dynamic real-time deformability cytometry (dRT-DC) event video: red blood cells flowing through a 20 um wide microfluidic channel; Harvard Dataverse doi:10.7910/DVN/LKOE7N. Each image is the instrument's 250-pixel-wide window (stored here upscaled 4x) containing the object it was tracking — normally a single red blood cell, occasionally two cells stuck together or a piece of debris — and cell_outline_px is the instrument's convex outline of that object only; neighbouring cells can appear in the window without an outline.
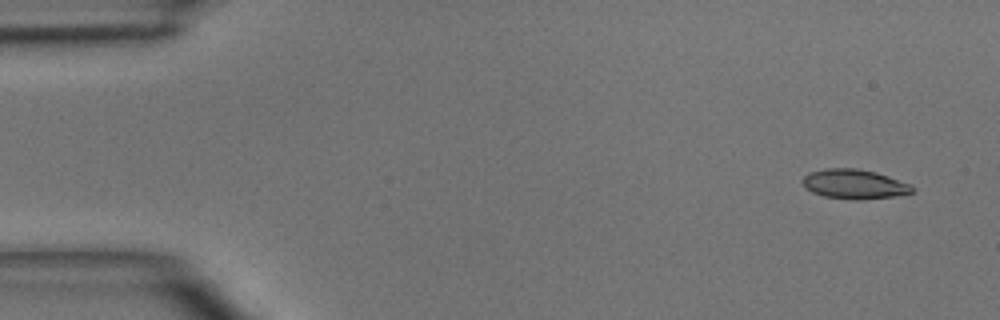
{"species": "common noctule bat (a hibernating species)", "species_latin": "Nyctalus noctula", "temperature_condition": "room temperature", "stored_images_in_passage": 5, "camera_frame_rate_fps": 3000, "um_per_image_px": 0.085, "animal": {"sex": "male", "body_mass_g": 15.6}, "frame": {"image": 1, "passage_image": 1, "time_ms": 0.0, "image_size_px": [1000, 320], "cell_outline_px": [[916, 188], [912, 192], [896, 196], [860, 200], [852, 200], [824, 196], [812, 192], [804, 188], [800, 180], [808, 172], [824, 168], [856, 168], [876, 172], [912, 184]], "centroid_in_image_um": [72.59, 15.65], "position_along_channel_um": 12.4, "area_um2": 19.25}}
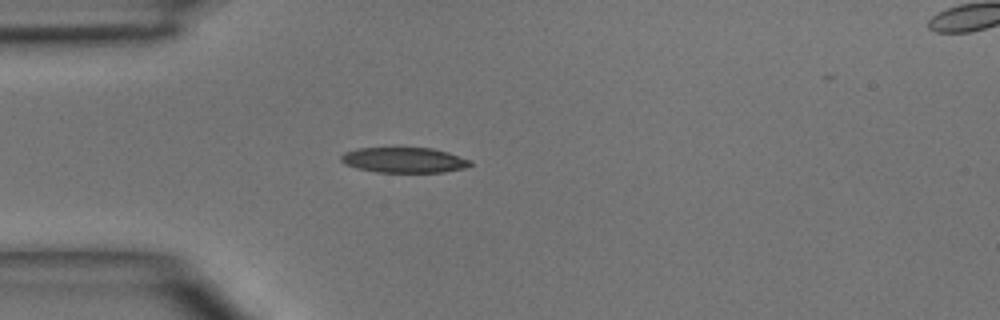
{"frame": {"image": 2, "passage_image": 4, "time_ms": 3.333, "image_size_px": [1000, 320], "cell_outline_px": [[472, 164], [464, 168], [444, 172], [376, 172], [356, 168], [344, 164], [340, 160], [340, 156], [344, 152], [356, 148], [432, 148], [448, 152], [472, 160]], "centroid_in_image_um": [34.33, 13.6], "position_along_channel_um": 50.7, "area_um2": 19.19}}